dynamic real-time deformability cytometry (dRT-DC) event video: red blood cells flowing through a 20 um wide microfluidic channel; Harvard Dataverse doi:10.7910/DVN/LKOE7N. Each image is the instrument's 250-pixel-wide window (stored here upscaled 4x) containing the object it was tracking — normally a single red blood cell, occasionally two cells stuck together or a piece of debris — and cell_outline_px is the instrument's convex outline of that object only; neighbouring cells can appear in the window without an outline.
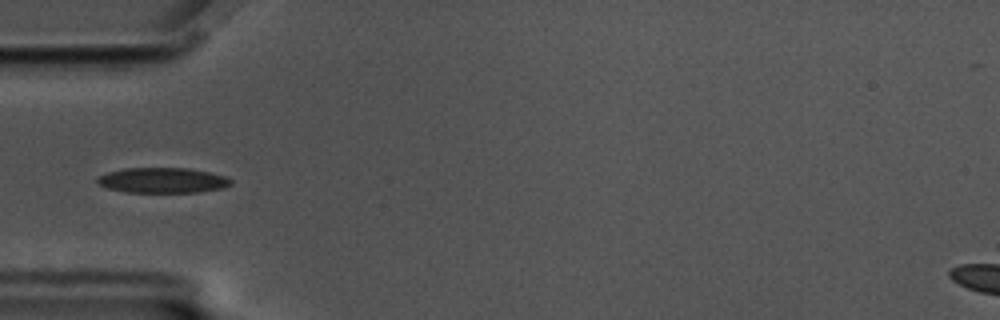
{"species": "common noctule bat (a hibernating species)", "species_latin": "Nyctalus noctula", "temperature_condition": "cold", "stored_images_in_passage": 40, "camera_frame_rate_fps": 3000, "um_per_image_px": 0.085, "animal": {"sex": "male", "body_mass_g": 17.5, "forearm_length_mm": 52.3}, "frame": {"image": 1, "passage_image": 1, "time_ms": 0.0, "image_size_px": [1000, 320], "cell_outline_px": [[232, 184], [224, 188], [196, 192], [124, 192], [108, 188], [96, 184], [96, 180], [100, 176], [108, 172], [124, 168], [188, 168], [208, 172], [224, 176], [232, 180]], "centroid_in_image_um": [13.8, 15.33], "position_along_channel_um": 71.2, "area_um2": 19.65}}
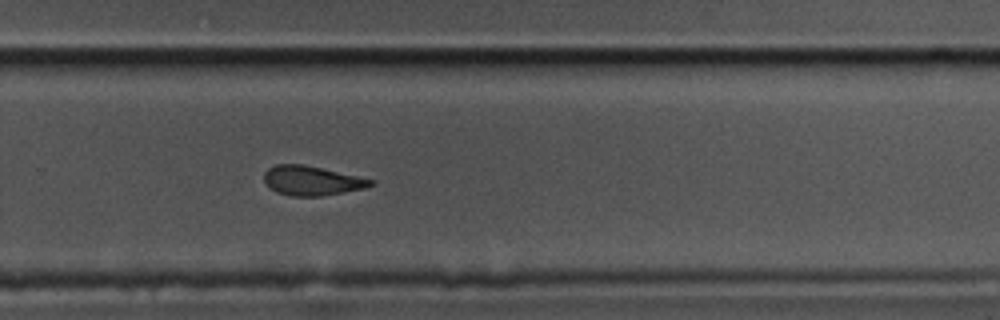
{"frame": {"image": 2, "passage_image": 21, "time_ms": 6.667, "image_size_px": [1000, 320], "cell_outline_px": [[376, 180], [372, 184], [364, 188], [320, 196], [292, 196], [276, 192], [264, 180], [264, 172], [268, 168], [276, 164], [304, 164]], "centroid_in_image_um": [26.49, 15.34], "position_along_channel_um": 303.3, "area_um2": 18.09}}
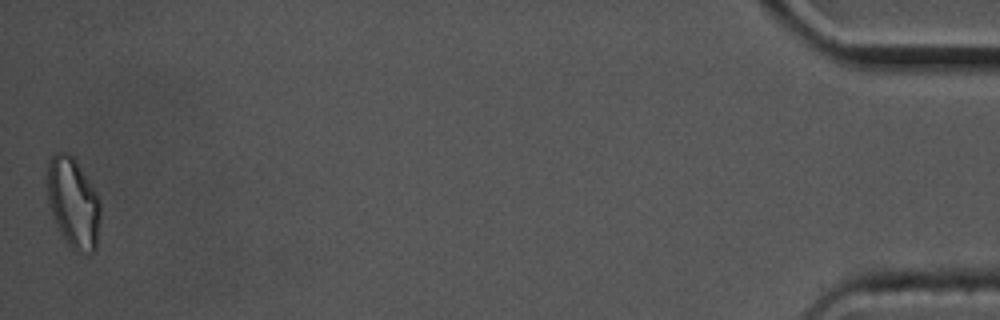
{"frame": {"image": 3, "passage_image": 40, "time_ms": 13.0, "image_size_px": [1000, 320], "cell_outline_px": [[100, 216], [96, 248], [92, 252], [76, 252], [68, 244], [60, 232], [56, 224], [48, 200], [44, 184], [44, 180], [48, 164], [52, 156], [56, 152], [68, 152], [76, 160], [96, 192], [100, 200]], "centroid_in_image_um": [6.19, 17.2], "position_along_channel_um": 429.0, "area_um2": 28.21}}